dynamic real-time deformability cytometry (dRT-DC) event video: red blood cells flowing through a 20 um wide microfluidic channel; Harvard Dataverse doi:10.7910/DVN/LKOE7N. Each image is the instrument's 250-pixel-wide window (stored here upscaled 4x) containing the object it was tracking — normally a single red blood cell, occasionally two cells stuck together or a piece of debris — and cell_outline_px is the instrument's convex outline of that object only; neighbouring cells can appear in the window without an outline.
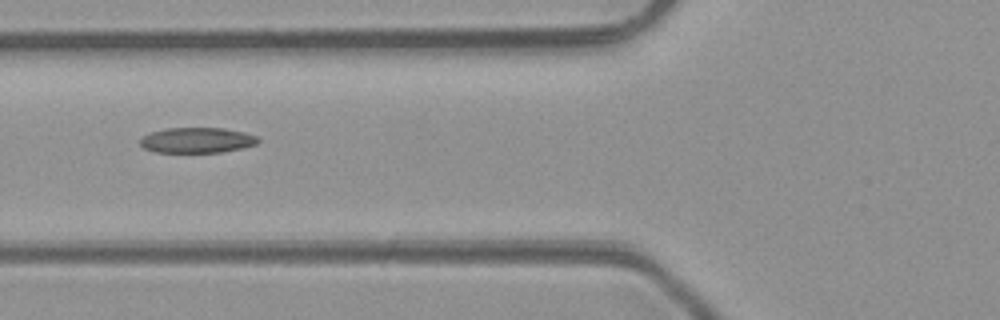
{"species": "common noctule bat (a hibernating species)", "species_latin": "Nyctalus noctula", "temperature_condition": "room temperature", "stored_images_in_passage": 2, "camera_frame_rate_fps": 3000, "um_per_image_px": 0.085, "animal": {"sex": "male", "body_mass_g": 23.1, "forearm_length_mm": 52.7}, "frame": {"image": 1, "passage_image": 2, "time_ms": 1.0, "image_size_px": [1000, 320], "cell_outline_px": [[260, 140], [256, 144], [240, 148], [220, 152], [156, 152], [144, 148], [140, 144], [140, 140], [144, 136], [152, 132], [168, 128], [224, 128], [244, 132], [256, 136]], "centroid_in_image_um": [16.75, 11.91], "position_along_channel_um": 109.0, "area_um2": 17.22}}